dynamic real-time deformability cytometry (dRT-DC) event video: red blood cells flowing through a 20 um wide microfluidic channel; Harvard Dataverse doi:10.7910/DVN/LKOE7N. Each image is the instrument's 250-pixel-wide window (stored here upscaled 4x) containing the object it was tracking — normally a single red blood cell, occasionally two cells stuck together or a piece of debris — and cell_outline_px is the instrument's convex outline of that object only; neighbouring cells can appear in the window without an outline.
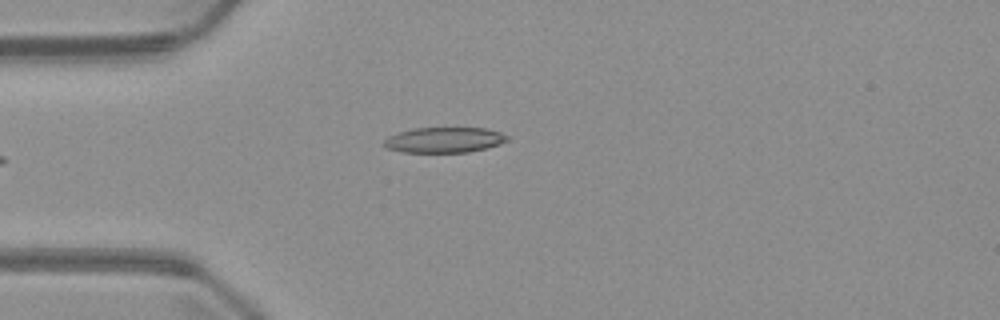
{"species": "common noctule bat (a hibernating species)", "species_latin": "Nyctalus noctula", "temperature_condition": "warm", "stored_images_in_passage": 5, "camera_frame_rate_fps": 3000, "um_per_image_px": 0.085, "animal": {"sex": "male", "body_mass_g": 23.1, "forearm_length_mm": 52.7}, "frame": {"image": 1, "passage_image": 5, "time_ms": 5.0, "image_size_px": [1000, 320], "cell_outline_px": [[508, 140], [500, 144], [488, 148], [468, 152], [404, 152], [388, 148], [380, 144], [388, 136], [396, 132], [412, 128], [488, 128], [500, 132], [508, 136]], "centroid_in_image_um": [37.74, 11.89], "position_along_channel_um": 47.3, "area_um2": 18.44}}